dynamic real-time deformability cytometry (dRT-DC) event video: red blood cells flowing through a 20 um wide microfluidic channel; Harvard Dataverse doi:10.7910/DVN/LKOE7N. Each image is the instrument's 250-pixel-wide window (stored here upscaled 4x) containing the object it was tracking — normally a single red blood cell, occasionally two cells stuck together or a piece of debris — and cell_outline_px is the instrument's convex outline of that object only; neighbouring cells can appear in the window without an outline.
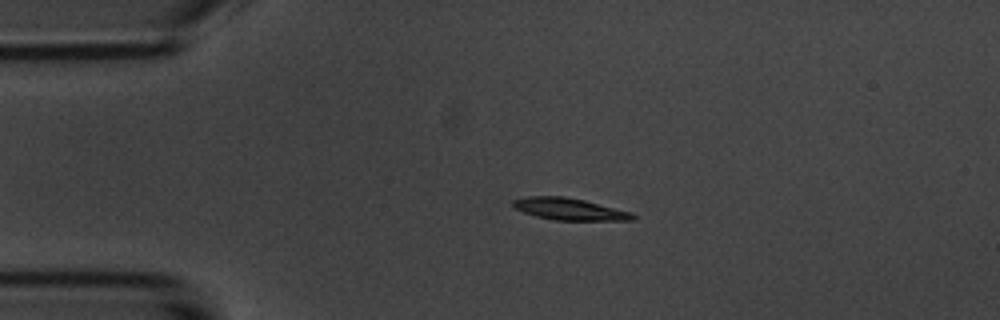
{"species": "common noctule bat (a hibernating species)", "species_latin": "Nyctalus noctula", "temperature_condition": "room temperature", "stored_images_in_passage": 52, "camera_frame_rate_fps": 3000, "um_per_image_px": 0.085, "animal": {"sex": "male", "body_mass_g": 20.1, "forearm_length_mm": 53.5}, "frame": {"image": 1, "passage_image": 11, "time_ms": 3.333, "image_size_px": [1000, 320], "cell_outline_px": [[636, 216], [632, 220], [556, 220], [536, 216], [524, 212], [516, 208], [512, 204], [512, 200], [528, 196], [564, 196], [584, 200], [632, 212]], "centroid_in_image_um": [48.4, 17.76], "position_along_channel_um": 36.6, "area_um2": 15.14}}
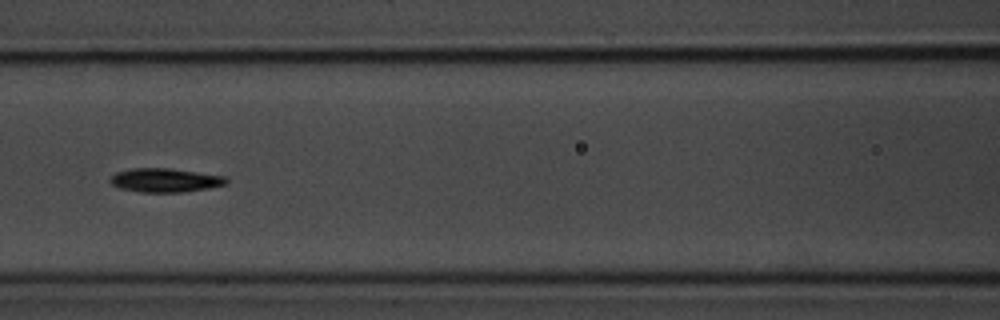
{"frame": {"image": 2, "passage_image": 23, "time_ms": 7.333, "image_size_px": [1000, 320], "cell_outline_px": [[228, 184], [208, 188], [184, 192], [140, 192], [120, 188], [112, 184], [108, 180], [116, 172], [132, 168], [168, 168], [224, 176], [228, 180]], "centroid_in_image_um": [14.02, 15.32], "position_along_channel_um": 152.6, "area_um2": 16.07}}
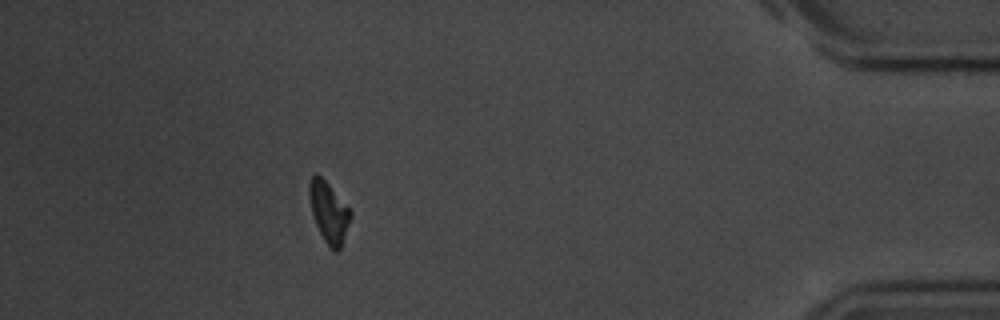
{"frame": {"image": 3, "passage_image": 48, "time_ms": 15.667, "image_size_px": [1000, 320], "cell_outline_px": [[352, 216], [340, 248], [336, 252], [332, 252], [324, 240], [316, 224], [312, 212], [308, 196], [308, 184], [312, 176], [316, 172], [328, 184], [352, 212]], "centroid_in_image_um": [27.93, 18.04], "position_along_channel_um": 407.3, "area_um2": 14.45}, "authors_computed_cell_mechanics": {"area_um2": 15.0569, "velocity_mm_per_s": 3.6905, "shape_relaxation_time_tau1_ms": 2.0262, "shape_relaxation_time_tau2_ms": 7.4545, "deformation_change_tau1": 0.1199, "deformation_change_tau2": 0.1014}}